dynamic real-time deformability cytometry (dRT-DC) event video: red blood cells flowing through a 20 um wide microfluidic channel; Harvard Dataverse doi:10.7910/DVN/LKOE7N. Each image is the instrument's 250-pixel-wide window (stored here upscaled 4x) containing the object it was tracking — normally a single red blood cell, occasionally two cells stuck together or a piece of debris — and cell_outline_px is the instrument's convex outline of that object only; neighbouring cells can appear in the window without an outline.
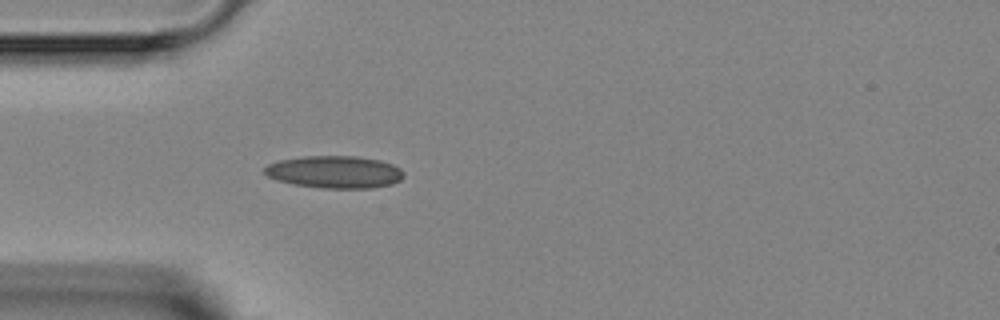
{"species": "Egyptian fruit bat (a non-hibernating species)", "species_latin": "Rousettus aegyptiacus", "temperature_condition": "room temperature", "stored_images_in_passage": 3, "camera_frame_rate_fps": 3000, "um_per_image_px": 0.085, "animal": {"sex": "female"}, "frame": {"image": 1, "passage_image": 3, "time_ms": 3.333, "image_size_px": [1000, 320], "cell_outline_px": [[404, 176], [400, 180], [392, 184], [372, 188], [320, 188], [292, 184], [276, 180], [268, 176], [264, 172], [264, 168], [268, 164], [280, 160], [304, 156], [356, 156], [380, 160], [392, 164], [400, 168], [404, 172]], "centroid_in_image_um": [28.45, 14.62], "position_along_channel_um": 56.5, "area_um2": 26.36}}